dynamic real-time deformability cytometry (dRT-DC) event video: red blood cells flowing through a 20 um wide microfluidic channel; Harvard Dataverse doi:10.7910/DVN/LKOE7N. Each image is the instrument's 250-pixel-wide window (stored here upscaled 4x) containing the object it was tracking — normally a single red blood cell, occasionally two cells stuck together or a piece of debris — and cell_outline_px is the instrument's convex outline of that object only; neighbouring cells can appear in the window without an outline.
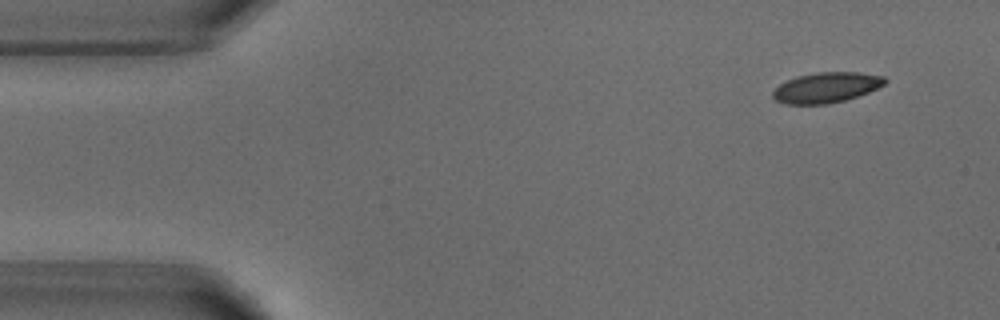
{"species": "common noctule bat (a hibernating species)", "species_latin": "Nyctalus noctula", "temperature_condition": "warm", "stored_images_in_passage": 4, "camera_frame_rate_fps": 3000, "um_per_image_px": 0.085, "animal": {"sex": "male", "body_mass_g": 18.8}, "frame": {"image": 1, "passage_image": 1, "time_ms": 0.0, "image_size_px": [1000, 320], "cell_outline_px": [[888, 80], [884, 84], [868, 92], [844, 100], [828, 104], [788, 104], [776, 100], [772, 96], [772, 92], [780, 84], [796, 76], [816, 72], [860, 72], [884, 76]], "centroid_in_image_um": [70.24, 7.43], "position_along_channel_um": 14.8, "area_um2": 19.71}}
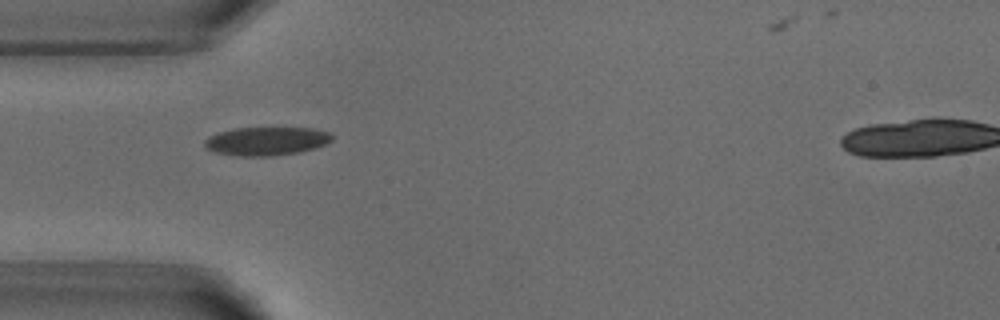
{"frame": {"image": 2, "passage_image": 4, "time_ms": 3.667, "image_size_px": [1000, 320], "cell_outline_px": [[332, 140], [324, 144], [300, 152], [268, 156], [240, 156], [216, 152], [204, 148], [204, 140], [208, 136], [232, 128], [312, 128], [332, 132]], "centroid_in_image_um": [22.62, 11.99], "position_along_channel_um": 62.4, "area_um2": 21.1}}